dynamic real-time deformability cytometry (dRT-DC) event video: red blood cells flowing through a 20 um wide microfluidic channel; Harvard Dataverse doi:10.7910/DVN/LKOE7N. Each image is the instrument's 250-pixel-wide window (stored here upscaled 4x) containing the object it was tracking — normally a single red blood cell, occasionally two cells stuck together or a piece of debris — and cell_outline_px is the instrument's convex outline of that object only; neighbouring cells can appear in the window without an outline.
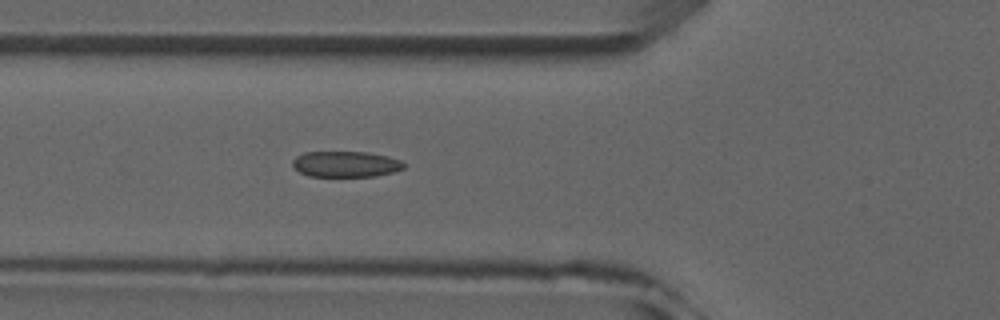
{"species": "common noctule bat (a hibernating species)", "species_latin": "Nyctalus noctula", "temperature_condition": "room temperature", "stored_images_in_passage": 4, "camera_frame_rate_fps": 3000, "um_per_image_px": 0.085, "animal": {"sex": "male", "forearm_length_mm": 52.5}, "frame": {"image": 1, "passage_image": 4, "time_ms": 3.333, "image_size_px": [1000, 320], "cell_outline_px": [[404, 168], [392, 172], [376, 176], [308, 176], [300, 172], [292, 164], [292, 160], [296, 156], [304, 152], [368, 152], [388, 156], [400, 160], [404, 164]], "centroid_in_image_um": [29.38, 13.94], "position_along_channel_um": 96.4, "area_um2": 16.7}}